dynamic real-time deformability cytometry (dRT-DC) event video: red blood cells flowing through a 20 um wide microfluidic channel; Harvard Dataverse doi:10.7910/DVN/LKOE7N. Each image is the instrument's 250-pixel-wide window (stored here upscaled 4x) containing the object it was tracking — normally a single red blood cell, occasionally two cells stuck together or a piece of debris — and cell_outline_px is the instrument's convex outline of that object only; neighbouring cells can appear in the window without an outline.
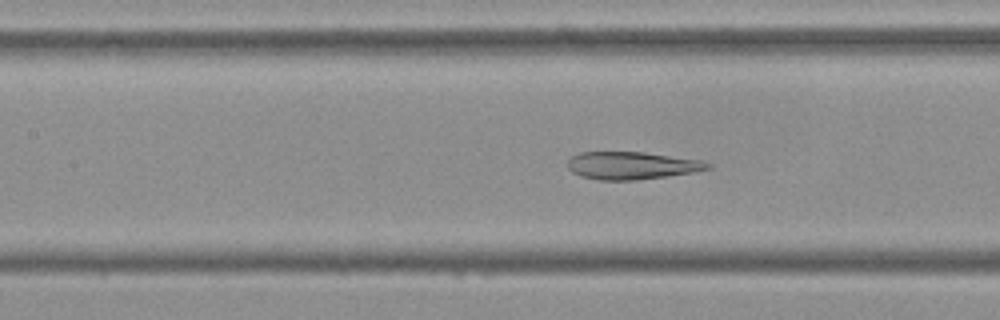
{"species": "Egyptian fruit bat (a non-hibernating species)", "species_latin": "Rousettus aegyptiacus", "temperature_condition": "cold", "stored_images_in_passage": 43, "camera_frame_rate_fps": 3000, "um_per_image_px": 0.085, "frame": {"image": 1, "passage_image": 13, "time_ms": 4.0, "image_size_px": [1000, 320], "cell_outline_px": [[712, 168], [692, 172], [668, 176], [636, 180], [600, 180], [580, 176], [572, 172], [568, 168], [568, 160], [572, 156], [580, 152], [644, 152], [700, 160], [712, 164]], "centroid_in_image_um": [53.69, 14.07], "position_along_channel_um": 153.7, "area_um2": 22.48}}
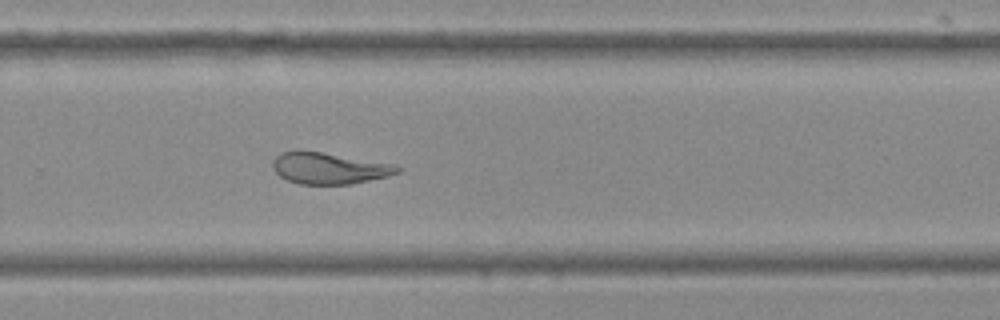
{"frame": {"image": 2, "passage_image": 25, "time_ms": 8.0, "image_size_px": [1000, 320], "cell_outline_px": [[404, 168], [400, 172], [388, 176], [352, 184], [300, 184], [288, 180], [280, 176], [272, 168], [272, 160], [280, 152], [296, 148], [400, 164]], "centroid_in_image_um": [28.01, 14.27], "position_along_channel_um": 301.8, "area_um2": 23.58}}
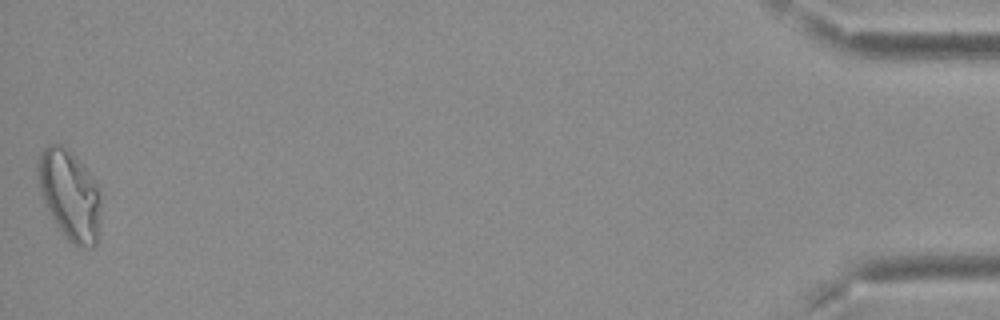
{"frame": {"image": 3, "passage_image": 43, "time_ms": 14.0, "image_size_px": [1000, 320], "cell_outline_px": [[100, 212], [96, 244], [92, 248], [80, 248], [72, 244], [68, 240], [56, 224], [44, 204], [36, 176], [36, 160], [40, 152], [48, 144], [60, 144], [88, 172], [100, 188]], "centroid_in_image_um": [5.89, 16.6], "position_along_channel_um": 429.3, "area_um2": 32.95}, "authors_computed_cell_mechanics": {"area_um2": 24.6806, "velocity_mm_per_s": 3.7102, "shape_relaxation_time_tau1_ms": null, "shape_relaxation_time_tau2_ms": 2.6887, "deformation_change_tau1": null, "deformation_change_tau2": 0.0806}}